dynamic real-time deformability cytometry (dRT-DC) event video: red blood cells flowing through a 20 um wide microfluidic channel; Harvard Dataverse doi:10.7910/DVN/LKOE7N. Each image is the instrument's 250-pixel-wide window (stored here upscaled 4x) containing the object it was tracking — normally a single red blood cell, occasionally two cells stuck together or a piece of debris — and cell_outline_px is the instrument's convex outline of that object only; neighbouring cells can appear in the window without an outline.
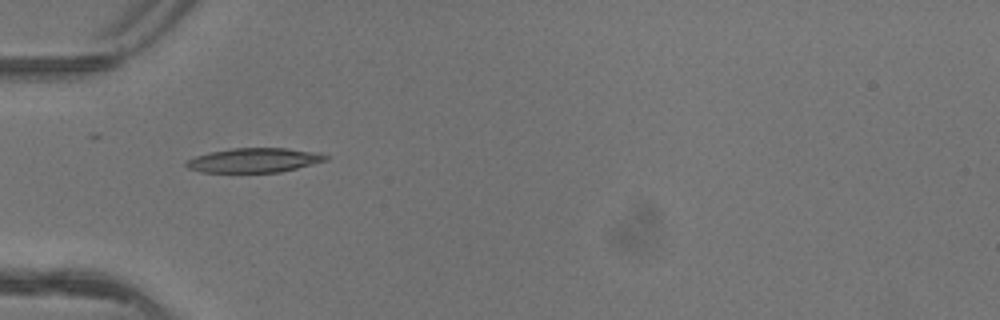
{"species": "common noctule bat (a hibernating species)", "species_latin": "Nyctalus noctula", "temperature_condition": "warm", "stored_images_in_passage": 2, "camera_frame_rate_fps": 3000, "um_per_image_px": 0.085, "animal": {"sex": "female"}, "frame": {"image": 1, "passage_image": 1, "time_ms": 0.0, "image_size_px": [1000, 320], "cell_outline_px": [[328, 160], [280, 172], [200, 172], [188, 168], [184, 164], [184, 160], [196, 156], [212, 152], [232, 148], [288, 148], [316, 152], [328, 156]], "centroid_in_image_um": [21.57, 13.62], "position_along_channel_um": 63.4, "area_um2": 19.77}}
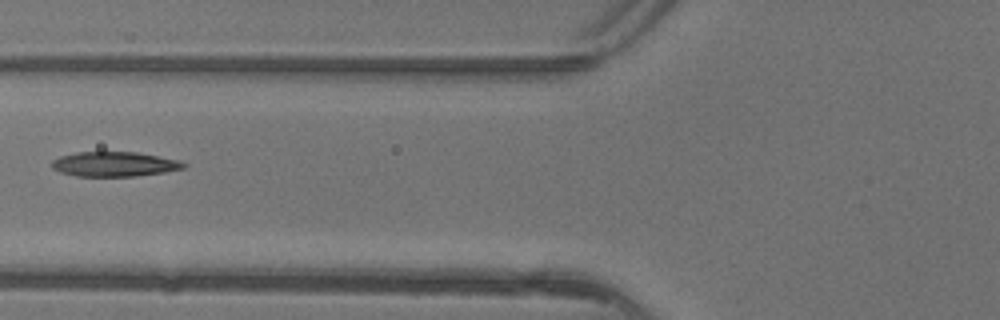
{"frame": {"image": 2, "passage_image": 2, "time_ms": 0.333, "image_size_px": [1000, 320], "cell_outline_px": [[188, 164], [184, 168], [164, 172], [136, 176], [76, 176], [60, 172], [52, 168], [52, 160], [60, 156], [76, 152], [136, 152], [180, 160]], "centroid_in_image_um": [9.73, 13.95], "position_along_channel_um": 116.1, "area_um2": 19.02}}